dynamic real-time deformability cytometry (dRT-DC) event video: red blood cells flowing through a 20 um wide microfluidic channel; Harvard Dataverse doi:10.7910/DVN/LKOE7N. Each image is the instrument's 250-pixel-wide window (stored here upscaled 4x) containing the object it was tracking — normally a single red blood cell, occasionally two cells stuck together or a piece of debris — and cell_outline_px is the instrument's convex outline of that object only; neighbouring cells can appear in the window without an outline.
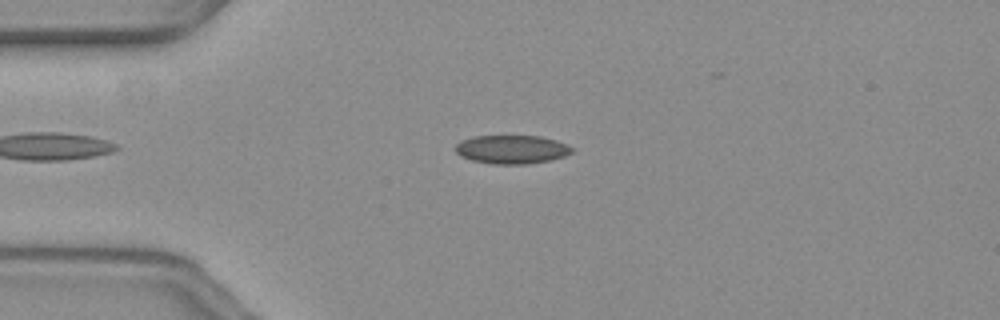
{"species": "common noctule bat (a hibernating species)", "species_latin": "Nyctalus noctula", "temperature_condition": "warm", "stored_images_in_passage": 38, "camera_frame_rate_fps": 3000, "um_per_image_px": 0.085, "animal": {"sex": "female", "body_mass_g": 19.3, "forearm_length_mm": 54.1}, "frame": {"image": 1, "passage_image": 6, "time_ms": 1.667, "image_size_px": [1000, 320], "cell_outline_px": [[572, 152], [564, 156], [548, 160], [528, 164], [492, 164], [472, 160], [460, 156], [456, 152], [456, 144], [460, 140], [472, 136], [540, 136], [556, 140], [572, 148]], "centroid_in_image_um": [43.45, 12.7], "position_along_channel_um": 41.6, "area_um2": 19.31}}
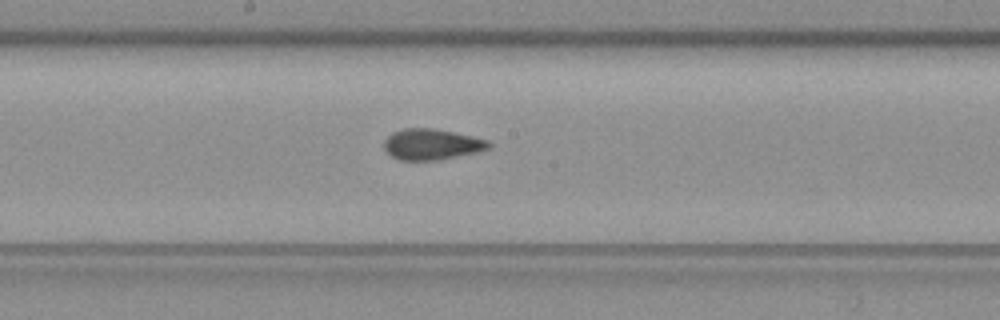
{"frame": {"image": 2, "passage_image": 22, "time_ms": 7.0, "image_size_px": [1000, 320], "cell_outline_px": [[492, 148], [476, 152], [440, 160], [400, 160], [392, 156], [384, 148], [384, 140], [392, 132], [404, 128], [432, 128], [472, 136], [488, 140], [492, 144]], "centroid_in_image_um": [36.71, 12.27], "position_along_channel_um": 211.5, "area_um2": 18.84}}
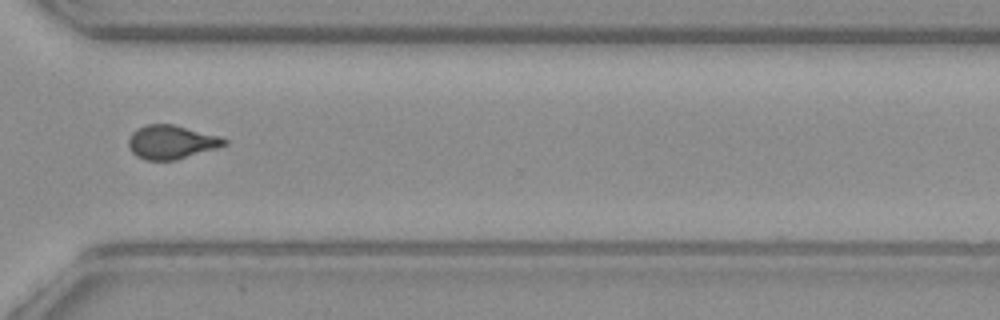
{"frame": {"image": 3, "passage_image": 34, "time_ms": 11.0, "image_size_px": [1000, 320], "cell_outline_px": [[228, 144], [216, 148], [176, 160], [144, 160], [136, 156], [132, 152], [128, 144], [128, 140], [132, 132], [136, 128], [148, 124], [172, 124], [220, 136], [228, 140]], "centroid_in_image_um": [14.55, 12.08], "position_along_channel_um": 356.0, "area_um2": 18.84}}